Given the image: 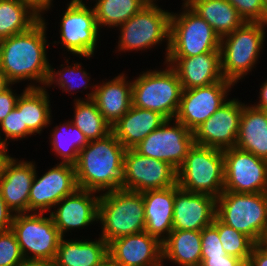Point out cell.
<instances>
[{
  "instance_id": "obj_33",
  "label": "cell",
  "mask_w": 267,
  "mask_h": 266,
  "mask_svg": "<svg viewBox=\"0 0 267 266\" xmlns=\"http://www.w3.org/2000/svg\"><path fill=\"white\" fill-rule=\"evenodd\" d=\"M52 131L50 143L53 151L63 159L61 163L75 165L79 151L89 143L88 139L71 121L57 125Z\"/></svg>"
},
{
  "instance_id": "obj_13",
  "label": "cell",
  "mask_w": 267,
  "mask_h": 266,
  "mask_svg": "<svg viewBox=\"0 0 267 266\" xmlns=\"http://www.w3.org/2000/svg\"><path fill=\"white\" fill-rule=\"evenodd\" d=\"M177 185V169L168 162L126 149L122 189L136 192L164 189Z\"/></svg>"
},
{
  "instance_id": "obj_40",
  "label": "cell",
  "mask_w": 267,
  "mask_h": 266,
  "mask_svg": "<svg viewBox=\"0 0 267 266\" xmlns=\"http://www.w3.org/2000/svg\"><path fill=\"white\" fill-rule=\"evenodd\" d=\"M219 239L218 229L213 225L206 226L201 230V256H225Z\"/></svg>"
},
{
  "instance_id": "obj_27",
  "label": "cell",
  "mask_w": 267,
  "mask_h": 266,
  "mask_svg": "<svg viewBox=\"0 0 267 266\" xmlns=\"http://www.w3.org/2000/svg\"><path fill=\"white\" fill-rule=\"evenodd\" d=\"M184 1L213 28L220 39L240 28L245 23L228 0Z\"/></svg>"
},
{
  "instance_id": "obj_23",
  "label": "cell",
  "mask_w": 267,
  "mask_h": 266,
  "mask_svg": "<svg viewBox=\"0 0 267 266\" xmlns=\"http://www.w3.org/2000/svg\"><path fill=\"white\" fill-rule=\"evenodd\" d=\"M124 73L111 81L95 85L92 92L86 94L92 100L111 125L116 123L132 106V81H126Z\"/></svg>"
},
{
  "instance_id": "obj_39",
  "label": "cell",
  "mask_w": 267,
  "mask_h": 266,
  "mask_svg": "<svg viewBox=\"0 0 267 266\" xmlns=\"http://www.w3.org/2000/svg\"><path fill=\"white\" fill-rule=\"evenodd\" d=\"M240 17L248 23H266L267 10L261 0H228Z\"/></svg>"
},
{
  "instance_id": "obj_24",
  "label": "cell",
  "mask_w": 267,
  "mask_h": 266,
  "mask_svg": "<svg viewBox=\"0 0 267 266\" xmlns=\"http://www.w3.org/2000/svg\"><path fill=\"white\" fill-rule=\"evenodd\" d=\"M141 193L145 208V231L162 243L173 230L175 185Z\"/></svg>"
},
{
  "instance_id": "obj_48",
  "label": "cell",
  "mask_w": 267,
  "mask_h": 266,
  "mask_svg": "<svg viewBox=\"0 0 267 266\" xmlns=\"http://www.w3.org/2000/svg\"><path fill=\"white\" fill-rule=\"evenodd\" d=\"M7 146H8L7 144L2 143L0 141V174L2 173L5 163L11 157L7 154V150H8Z\"/></svg>"
},
{
  "instance_id": "obj_17",
  "label": "cell",
  "mask_w": 267,
  "mask_h": 266,
  "mask_svg": "<svg viewBox=\"0 0 267 266\" xmlns=\"http://www.w3.org/2000/svg\"><path fill=\"white\" fill-rule=\"evenodd\" d=\"M243 105L238 99H228L193 131L194 144L221 150L235 147Z\"/></svg>"
},
{
  "instance_id": "obj_25",
  "label": "cell",
  "mask_w": 267,
  "mask_h": 266,
  "mask_svg": "<svg viewBox=\"0 0 267 266\" xmlns=\"http://www.w3.org/2000/svg\"><path fill=\"white\" fill-rule=\"evenodd\" d=\"M166 118L156 111L131 108L112 125V132L126 149H133L148 134L159 128Z\"/></svg>"
},
{
  "instance_id": "obj_36",
  "label": "cell",
  "mask_w": 267,
  "mask_h": 266,
  "mask_svg": "<svg viewBox=\"0 0 267 266\" xmlns=\"http://www.w3.org/2000/svg\"><path fill=\"white\" fill-rule=\"evenodd\" d=\"M89 75L87 72L83 71L81 68V64L74 63V66L70 68V66L67 64V67L62 68V71H54V68L49 69V75L47 82L45 84V87L52 85L54 82L62 88V92H71L75 89H80L82 86H84L83 89H86L87 86L89 87L87 81L89 82L90 78L87 76ZM79 76V78H78ZM77 78L81 81L78 83ZM89 78V79H88Z\"/></svg>"
},
{
  "instance_id": "obj_9",
  "label": "cell",
  "mask_w": 267,
  "mask_h": 266,
  "mask_svg": "<svg viewBox=\"0 0 267 266\" xmlns=\"http://www.w3.org/2000/svg\"><path fill=\"white\" fill-rule=\"evenodd\" d=\"M171 13L149 2L129 20L118 26L121 32L118 51L146 50L167 40L166 57L170 48Z\"/></svg>"
},
{
  "instance_id": "obj_38",
  "label": "cell",
  "mask_w": 267,
  "mask_h": 266,
  "mask_svg": "<svg viewBox=\"0 0 267 266\" xmlns=\"http://www.w3.org/2000/svg\"><path fill=\"white\" fill-rule=\"evenodd\" d=\"M24 256L14 232L0 231V266H17Z\"/></svg>"
},
{
  "instance_id": "obj_22",
  "label": "cell",
  "mask_w": 267,
  "mask_h": 266,
  "mask_svg": "<svg viewBox=\"0 0 267 266\" xmlns=\"http://www.w3.org/2000/svg\"><path fill=\"white\" fill-rule=\"evenodd\" d=\"M178 74L183 89L204 87L222 81L220 51L206 52L193 57L166 58Z\"/></svg>"
},
{
  "instance_id": "obj_2",
  "label": "cell",
  "mask_w": 267,
  "mask_h": 266,
  "mask_svg": "<svg viewBox=\"0 0 267 266\" xmlns=\"http://www.w3.org/2000/svg\"><path fill=\"white\" fill-rule=\"evenodd\" d=\"M125 150L113 132L89 141L74 165L78 188L97 193L122 188Z\"/></svg>"
},
{
  "instance_id": "obj_15",
  "label": "cell",
  "mask_w": 267,
  "mask_h": 266,
  "mask_svg": "<svg viewBox=\"0 0 267 266\" xmlns=\"http://www.w3.org/2000/svg\"><path fill=\"white\" fill-rule=\"evenodd\" d=\"M67 6L60 24L61 43L68 52L90 58L99 38L94 9L70 3Z\"/></svg>"
},
{
  "instance_id": "obj_29",
  "label": "cell",
  "mask_w": 267,
  "mask_h": 266,
  "mask_svg": "<svg viewBox=\"0 0 267 266\" xmlns=\"http://www.w3.org/2000/svg\"><path fill=\"white\" fill-rule=\"evenodd\" d=\"M162 259L179 266H201V231L172 230L162 242Z\"/></svg>"
},
{
  "instance_id": "obj_46",
  "label": "cell",
  "mask_w": 267,
  "mask_h": 266,
  "mask_svg": "<svg viewBox=\"0 0 267 266\" xmlns=\"http://www.w3.org/2000/svg\"><path fill=\"white\" fill-rule=\"evenodd\" d=\"M17 266H55V262L50 260L23 259Z\"/></svg>"
},
{
  "instance_id": "obj_35",
  "label": "cell",
  "mask_w": 267,
  "mask_h": 266,
  "mask_svg": "<svg viewBox=\"0 0 267 266\" xmlns=\"http://www.w3.org/2000/svg\"><path fill=\"white\" fill-rule=\"evenodd\" d=\"M212 224L218 229L219 239L226 253L247 264L255 243L248 236L222 223L217 217Z\"/></svg>"
},
{
  "instance_id": "obj_45",
  "label": "cell",
  "mask_w": 267,
  "mask_h": 266,
  "mask_svg": "<svg viewBox=\"0 0 267 266\" xmlns=\"http://www.w3.org/2000/svg\"><path fill=\"white\" fill-rule=\"evenodd\" d=\"M26 4H28L36 13L41 16L43 11H47L51 8V3L53 0H20Z\"/></svg>"
},
{
  "instance_id": "obj_12",
  "label": "cell",
  "mask_w": 267,
  "mask_h": 266,
  "mask_svg": "<svg viewBox=\"0 0 267 266\" xmlns=\"http://www.w3.org/2000/svg\"><path fill=\"white\" fill-rule=\"evenodd\" d=\"M223 191L267 192V161L236 147L223 150Z\"/></svg>"
},
{
  "instance_id": "obj_19",
  "label": "cell",
  "mask_w": 267,
  "mask_h": 266,
  "mask_svg": "<svg viewBox=\"0 0 267 266\" xmlns=\"http://www.w3.org/2000/svg\"><path fill=\"white\" fill-rule=\"evenodd\" d=\"M216 217V198L205 193L188 192L175 185L173 230L201 231Z\"/></svg>"
},
{
  "instance_id": "obj_53",
  "label": "cell",
  "mask_w": 267,
  "mask_h": 266,
  "mask_svg": "<svg viewBox=\"0 0 267 266\" xmlns=\"http://www.w3.org/2000/svg\"><path fill=\"white\" fill-rule=\"evenodd\" d=\"M261 1H262L263 6L265 7V9L267 10V0H261Z\"/></svg>"
},
{
  "instance_id": "obj_10",
  "label": "cell",
  "mask_w": 267,
  "mask_h": 266,
  "mask_svg": "<svg viewBox=\"0 0 267 266\" xmlns=\"http://www.w3.org/2000/svg\"><path fill=\"white\" fill-rule=\"evenodd\" d=\"M33 213L15 214L11 230L17 238L24 259L54 261L62 236L51 216Z\"/></svg>"
},
{
  "instance_id": "obj_52",
  "label": "cell",
  "mask_w": 267,
  "mask_h": 266,
  "mask_svg": "<svg viewBox=\"0 0 267 266\" xmlns=\"http://www.w3.org/2000/svg\"><path fill=\"white\" fill-rule=\"evenodd\" d=\"M70 4L85 5V3L82 0H71Z\"/></svg>"
},
{
  "instance_id": "obj_5",
  "label": "cell",
  "mask_w": 267,
  "mask_h": 266,
  "mask_svg": "<svg viewBox=\"0 0 267 266\" xmlns=\"http://www.w3.org/2000/svg\"><path fill=\"white\" fill-rule=\"evenodd\" d=\"M266 23L245 22L240 28L220 40V60L223 78L233 83L256 64L263 49Z\"/></svg>"
},
{
  "instance_id": "obj_7",
  "label": "cell",
  "mask_w": 267,
  "mask_h": 266,
  "mask_svg": "<svg viewBox=\"0 0 267 266\" xmlns=\"http://www.w3.org/2000/svg\"><path fill=\"white\" fill-rule=\"evenodd\" d=\"M147 71L132 81V105L156 111L166 119H175L178 112L182 85L175 69Z\"/></svg>"
},
{
  "instance_id": "obj_4",
  "label": "cell",
  "mask_w": 267,
  "mask_h": 266,
  "mask_svg": "<svg viewBox=\"0 0 267 266\" xmlns=\"http://www.w3.org/2000/svg\"><path fill=\"white\" fill-rule=\"evenodd\" d=\"M216 217L255 244L261 243L267 231V192L223 191L216 198Z\"/></svg>"
},
{
  "instance_id": "obj_16",
  "label": "cell",
  "mask_w": 267,
  "mask_h": 266,
  "mask_svg": "<svg viewBox=\"0 0 267 266\" xmlns=\"http://www.w3.org/2000/svg\"><path fill=\"white\" fill-rule=\"evenodd\" d=\"M36 174L29 193V213L51 211L61 199L78 189L74 165L60 162L40 178Z\"/></svg>"
},
{
  "instance_id": "obj_30",
  "label": "cell",
  "mask_w": 267,
  "mask_h": 266,
  "mask_svg": "<svg viewBox=\"0 0 267 266\" xmlns=\"http://www.w3.org/2000/svg\"><path fill=\"white\" fill-rule=\"evenodd\" d=\"M16 106L22 110L23 126H27L33 134H40L51 122L50 100L45 87L27 85Z\"/></svg>"
},
{
  "instance_id": "obj_18",
  "label": "cell",
  "mask_w": 267,
  "mask_h": 266,
  "mask_svg": "<svg viewBox=\"0 0 267 266\" xmlns=\"http://www.w3.org/2000/svg\"><path fill=\"white\" fill-rule=\"evenodd\" d=\"M108 255L120 266H163L162 243L146 231L108 243Z\"/></svg>"
},
{
  "instance_id": "obj_20",
  "label": "cell",
  "mask_w": 267,
  "mask_h": 266,
  "mask_svg": "<svg viewBox=\"0 0 267 266\" xmlns=\"http://www.w3.org/2000/svg\"><path fill=\"white\" fill-rule=\"evenodd\" d=\"M96 192L77 189L73 194L61 199L55 212H50L54 225L59 230L61 236L74 228L89 226L93 221H99V199Z\"/></svg>"
},
{
  "instance_id": "obj_37",
  "label": "cell",
  "mask_w": 267,
  "mask_h": 266,
  "mask_svg": "<svg viewBox=\"0 0 267 266\" xmlns=\"http://www.w3.org/2000/svg\"><path fill=\"white\" fill-rule=\"evenodd\" d=\"M0 127L3 134H5L4 139H1L0 136V141L5 144L8 142V139L21 140L27 137V135H33L27 126H23L22 110L17 106L0 122Z\"/></svg>"
},
{
  "instance_id": "obj_14",
  "label": "cell",
  "mask_w": 267,
  "mask_h": 266,
  "mask_svg": "<svg viewBox=\"0 0 267 266\" xmlns=\"http://www.w3.org/2000/svg\"><path fill=\"white\" fill-rule=\"evenodd\" d=\"M233 85L223 79L208 86L183 89L175 119L193 132L228 101L225 97Z\"/></svg>"
},
{
  "instance_id": "obj_28",
  "label": "cell",
  "mask_w": 267,
  "mask_h": 266,
  "mask_svg": "<svg viewBox=\"0 0 267 266\" xmlns=\"http://www.w3.org/2000/svg\"><path fill=\"white\" fill-rule=\"evenodd\" d=\"M108 255V244L100 237L95 241L65 240L62 237L55 266H95Z\"/></svg>"
},
{
  "instance_id": "obj_49",
  "label": "cell",
  "mask_w": 267,
  "mask_h": 266,
  "mask_svg": "<svg viewBox=\"0 0 267 266\" xmlns=\"http://www.w3.org/2000/svg\"><path fill=\"white\" fill-rule=\"evenodd\" d=\"M12 83L8 80V78L4 75V73L0 70V93L4 92L8 89Z\"/></svg>"
},
{
  "instance_id": "obj_47",
  "label": "cell",
  "mask_w": 267,
  "mask_h": 266,
  "mask_svg": "<svg viewBox=\"0 0 267 266\" xmlns=\"http://www.w3.org/2000/svg\"><path fill=\"white\" fill-rule=\"evenodd\" d=\"M260 100L259 103L254 105L256 108L267 110V80L264 82L260 88Z\"/></svg>"
},
{
  "instance_id": "obj_34",
  "label": "cell",
  "mask_w": 267,
  "mask_h": 266,
  "mask_svg": "<svg viewBox=\"0 0 267 266\" xmlns=\"http://www.w3.org/2000/svg\"><path fill=\"white\" fill-rule=\"evenodd\" d=\"M74 104L75 114L71 122L83 132L88 141L101 139L112 132V125L103 118L92 100L76 99Z\"/></svg>"
},
{
  "instance_id": "obj_44",
  "label": "cell",
  "mask_w": 267,
  "mask_h": 266,
  "mask_svg": "<svg viewBox=\"0 0 267 266\" xmlns=\"http://www.w3.org/2000/svg\"><path fill=\"white\" fill-rule=\"evenodd\" d=\"M14 212L7 206L0 191V231L11 229Z\"/></svg>"
},
{
  "instance_id": "obj_42",
  "label": "cell",
  "mask_w": 267,
  "mask_h": 266,
  "mask_svg": "<svg viewBox=\"0 0 267 266\" xmlns=\"http://www.w3.org/2000/svg\"><path fill=\"white\" fill-rule=\"evenodd\" d=\"M20 95L13 93L11 87L0 93V122L16 107Z\"/></svg>"
},
{
  "instance_id": "obj_50",
  "label": "cell",
  "mask_w": 267,
  "mask_h": 266,
  "mask_svg": "<svg viewBox=\"0 0 267 266\" xmlns=\"http://www.w3.org/2000/svg\"><path fill=\"white\" fill-rule=\"evenodd\" d=\"M95 266H120L116 261H114L109 255L105 256L103 260Z\"/></svg>"
},
{
  "instance_id": "obj_6",
  "label": "cell",
  "mask_w": 267,
  "mask_h": 266,
  "mask_svg": "<svg viewBox=\"0 0 267 266\" xmlns=\"http://www.w3.org/2000/svg\"><path fill=\"white\" fill-rule=\"evenodd\" d=\"M179 188L217 198L224 188L223 150L194 144L177 170Z\"/></svg>"
},
{
  "instance_id": "obj_21",
  "label": "cell",
  "mask_w": 267,
  "mask_h": 266,
  "mask_svg": "<svg viewBox=\"0 0 267 266\" xmlns=\"http://www.w3.org/2000/svg\"><path fill=\"white\" fill-rule=\"evenodd\" d=\"M36 173L33 161L10 157L0 174V191L7 206L15 213H28L31 185Z\"/></svg>"
},
{
  "instance_id": "obj_43",
  "label": "cell",
  "mask_w": 267,
  "mask_h": 266,
  "mask_svg": "<svg viewBox=\"0 0 267 266\" xmlns=\"http://www.w3.org/2000/svg\"><path fill=\"white\" fill-rule=\"evenodd\" d=\"M246 266H267V249L260 243L255 244Z\"/></svg>"
},
{
  "instance_id": "obj_32",
  "label": "cell",
  "mask_w": 267,
  "mask_h": 266,
  "mask_svg": "<svg viewBox=\"0 0 267 266\" xmlns=\"http://www.w3.org/2000/svg\"><path fill=\"white\" fill-rule=\"evenodd\" d=\"M149 3L148 0H97L93 7L98 28L118 27Z\"/></svg>"
},
{
  "instance_id": "obj_41",
  "label": "cell",
  "mask_w": 267,
  "mask_h": 266,
  "mask_svg": "<svg viewBox=\"0 0 267 266\" xmlns=\"http://www.w3.org/2000/svg\"><path fill=\"white\" fill-rule=\"evenodd\" d=\"M201 266H246V264L235 256H201Z\"/></svg>"
},
{
  "instance_id": "obj_51",
  "label": "cell",
  "mask_w": 267,
  "mask_h": 266,
  "mask_svg": "<svg viewBox=\"0 0 267 266\" xmlns=\"http://www.w3.org/2000/svg\"><path fill=\"white\" fill-rule=\"evenodd\" d=\"M265 249H267V231L265 232L262 241L260 243Z\"/></svg>"
},
{
  "instance_id": "obj_8",
  "label": "cell",
  "mask_w": 267,
  "mask_h": 266,
  "mask_svg": "<svg viewBox=\"0 0 267 266\" xmlns=\"http://www.w3.org/2000/svg\"><path fill=\"white\" fill-rule=\"evenodd\" d=\"M183 12L171 13L170 48L167 58L193 57L220 51V37L185 2ZM185 8V9H184Z\"/></svg>"
},
{
  "instance_id": "obj_3",
  "label": "cell",
  "mask_w": 267,
  "mask_h": 266,
  "mask_svg": "<svg viewBox=\"0 0 267 266\" xmlns=\"http://www.w3.org/2000/svg\"><path fill=\"white\" fill-rule=\"evenodd\" d=\"M98 220L102 224L101 238L107 244L114 239L145 231L142 193L122 188L101 193Z\"/></svg>"
},
{
  "instance_id": "obj_11",
  "label": "cell",
  "mask_w": 267,
  "mask_h": 266,
  "mask_svg": "<svg viewBox=\"0 0 267 266\" xmlns=\"http://www.w3.org/2000/svg\"><path fill=\"white\" fill-rule=\"evenodd\" d=\"M166 121L148 134L133 149L140 155L168 162L179 169L185 161L189 149L194 145L193 132L185 125L173 119Z\"/></svg>"
},
{
  "instance_id": "obj_1",
  "label": "cell",
  "mask_w": 267,
  "mask_h": 266,
  "mask_svg": "<svg viewBox=\"0 0 267 266\" xmlns=\"http://www.w3.org/2000/svg\"><path fill=\"white\" fill-rule=\"evenodd\" d=\"M44 18L28 31L0 40V70L15 84L33 80L44 85L49 75Z\"/></svg>"
},
{
  "instance_id": "obj_26",
  "label": "cell",
  "mask_w": 267,
  "mask_h": 266,
  "mask_svg": "<svg viewBox=\"0 0 267 266\" xmlns=\"http://www.w3.org/2000/svg\"><path fill=\"white\" fill-rule=\"evenodd\" d=\"M236 148L250 152L267 161L266 111L255 106L243 105Z\"/></svg>"
},
{
  "instance_id": "obj_31",
  "label": "cell",
  "mask_w": 267,
  "mask_h": 266,
  "mask_svg": "<svg viewBox=\"0 0 267 266\" xmlns=\"http://www.w3.org/2000/svg\"><path fill=\"white\" fill-rule=\"evenodd\" d=\"M41 16L20 0H0V40L28 31Z\"/></svg>"
}]
</instances>
